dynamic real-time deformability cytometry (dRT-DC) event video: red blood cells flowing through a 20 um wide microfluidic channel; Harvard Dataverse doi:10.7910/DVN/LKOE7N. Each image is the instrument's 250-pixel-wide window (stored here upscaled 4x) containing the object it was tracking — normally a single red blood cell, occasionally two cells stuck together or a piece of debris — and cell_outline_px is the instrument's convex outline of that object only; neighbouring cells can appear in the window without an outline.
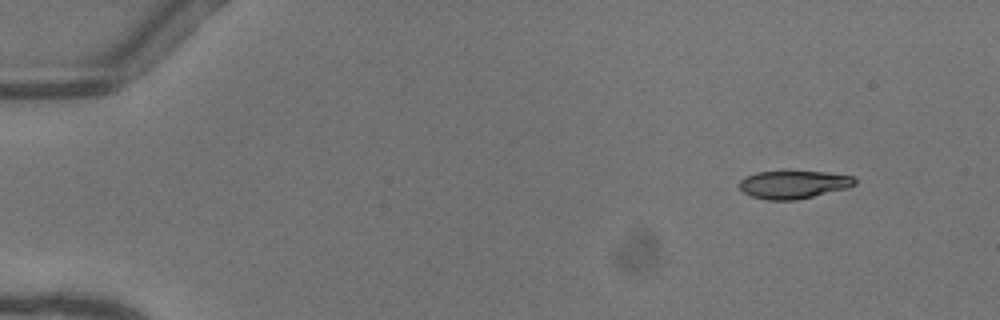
{"species": "common noctule bat (a hibernating species)", "species_latin": "Nyctalus noctula", "temperature_condition": "warm", "stored_images_in_passage": 9, "camera_frame_rate_fps": 3000, "um_per_image_px": 0.085, "animal": {"sex": "female"}, "frame": {"image": 1, "passage_image": 1, "time_ms": 0.0, "image_size_px": [1000, 320], "cell_outline_px": [[856, 184], [848, 188], [796, 200], [768, 200], [752, 196], [744, 192], [740, 188], [740, 180], [744, 176], [756, 172], [824, 172], [852, 176], [856, 180]], "centroid_in_image_um": [67.45, 15.69], "position_along_channel_um": 17.6, "area_um2": 18.61}}